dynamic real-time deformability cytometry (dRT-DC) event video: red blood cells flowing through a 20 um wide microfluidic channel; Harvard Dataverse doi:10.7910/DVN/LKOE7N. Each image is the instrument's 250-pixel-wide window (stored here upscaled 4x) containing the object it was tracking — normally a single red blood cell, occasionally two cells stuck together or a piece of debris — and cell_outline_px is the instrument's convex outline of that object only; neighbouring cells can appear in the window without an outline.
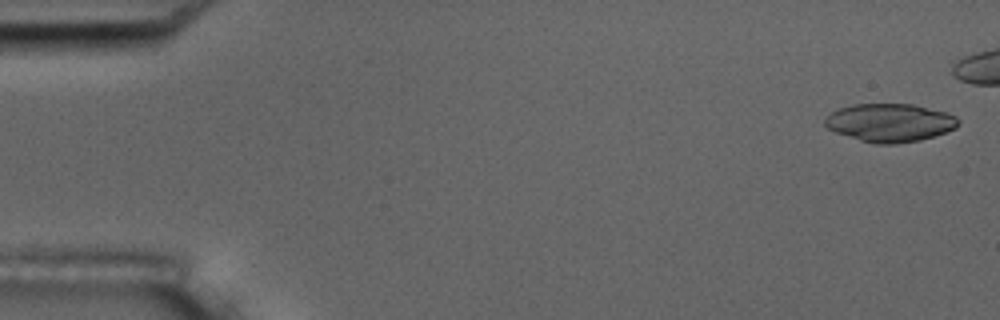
{"species": "common noctule bat (a hibernating species)", "species_latin": "Nyctalus noctula", "temperature_condition": "room temperature", "stored_images_in_passage": 6, "camera_frame_rate_fps": 3000, "um_per_image_px": 0.085, "animal": {"sex": "male", "body_mass_g": 17.5, "forearm_length_mm": 52.3}, "frame": {"image": 1, "passage_image": 1, "time_ms": 0.0, "image_size_px": [1000, 320], "cell_outline_px": [[960, 124], [956, 128], [920, 140], [896, 144], [876, 144], [860, 140], [836, 132], [828, 128], [824, 124], [824, 120], [832, 112], [840, 108], [852, 104], [912, 104], [948, 112], [956, 116], [960, 120]], "centroid_in_image_um": [75.67, 10.42], "position_along_channel_um": 9.3, "area_um2": 29.65}}